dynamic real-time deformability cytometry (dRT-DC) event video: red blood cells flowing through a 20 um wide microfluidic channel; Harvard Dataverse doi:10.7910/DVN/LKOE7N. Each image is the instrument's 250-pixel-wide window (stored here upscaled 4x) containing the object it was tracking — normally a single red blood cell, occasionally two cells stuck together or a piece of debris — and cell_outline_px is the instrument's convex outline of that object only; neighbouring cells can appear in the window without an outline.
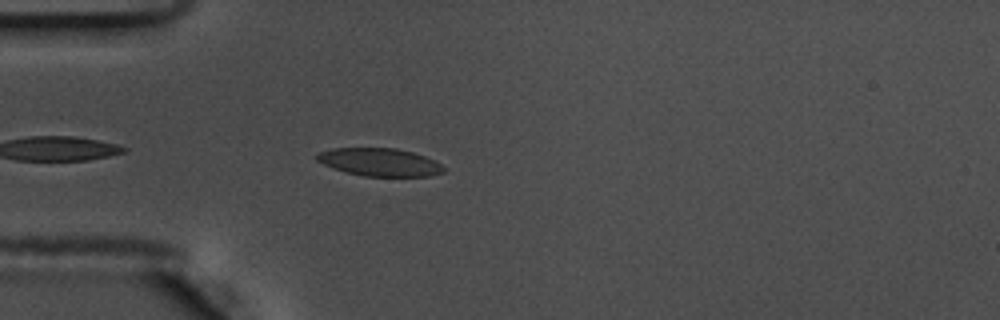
{"species": "common noctule bat (a hibernating species)", "species_latin": "Nyctalus noctula", "temperature_condition": "warm", "stored_images_in_passage": 12, "camera_frame_rate_fps": 3000, "um_per_image_px": 0.085, "animal": {"sex": "male", "body_mass_g": 17.5, "forearm_length_mm": 52.3}, "frame": {"image": 1, "passage_image": 3, "time_ms": 0.667, "image_size_px": [1000, 320], "cell_outline_px": [[444, 172], [432, 176], [364, 176], [344, 172], [332, 168], [316, 160], [316, 152], [332, 148], [396, 148], [412, 152], [424, 156], [440, 164], [444, 168]], "centroid_in_image_um": [32.22, 13.78], "position_along_channel_um": 52.8, "area_um2": 20.63}}